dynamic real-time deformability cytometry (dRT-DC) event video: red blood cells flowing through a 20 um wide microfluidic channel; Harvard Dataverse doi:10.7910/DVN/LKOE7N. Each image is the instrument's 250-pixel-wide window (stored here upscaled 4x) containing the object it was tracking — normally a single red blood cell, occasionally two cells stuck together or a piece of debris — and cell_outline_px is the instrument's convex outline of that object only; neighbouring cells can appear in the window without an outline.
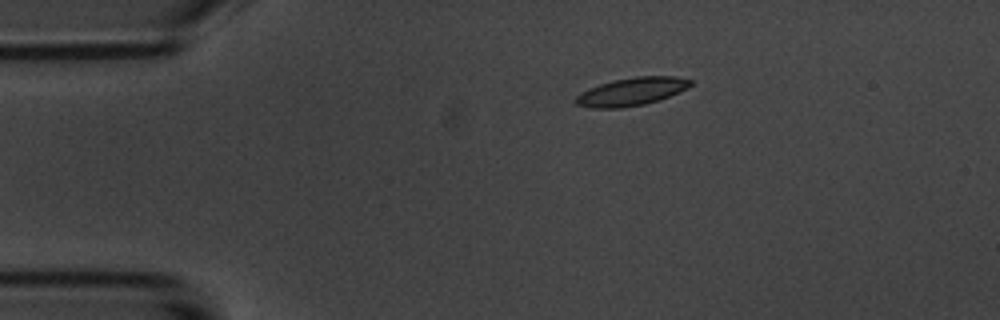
{"species": "common noctule bat (a hibernating species)", "species_latin": "Nyctalus noctula", "temperature_condition": "room temperature", "stored_images_in_passage": 2, "camera_frame_rate_fps": 3000, "um_per_image_px": 0.085, "animal": {"sex": "male", "body_mass_g": 20.1, "forearm_length_mm": 53.5}, "frame": {"image": 1, "passage_image": 1, "time_ms": 0.0, "image_size_px": [1000, 320], "cell_outline_px": [[692, 84], [688, 88], [660, 100], [644, 104], [620, 108], [592, 108], [576, 104], [572, 100], [580, 92], [588, 88], [600, 84], [616, 80], [636, 76], [676, 76], [692, 80]], "centroid_in_image_um": [53.67, 7.79], "position_along_channel_um": 31.3, "area_um2": 18.79}}